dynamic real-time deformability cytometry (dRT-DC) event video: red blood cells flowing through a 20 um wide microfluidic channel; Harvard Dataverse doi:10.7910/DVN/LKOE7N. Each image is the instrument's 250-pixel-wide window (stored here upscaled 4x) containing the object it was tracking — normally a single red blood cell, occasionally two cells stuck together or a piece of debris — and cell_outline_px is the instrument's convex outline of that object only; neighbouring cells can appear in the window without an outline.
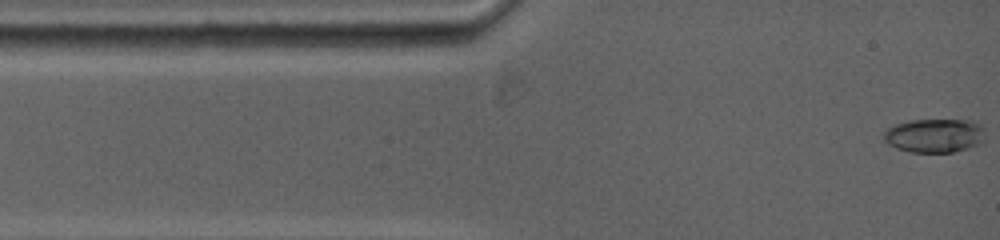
{"species": "common noctule bat (a hibernating species)", "species_latin": "Nyctalus noctula", "temperature_condition": "warm", "stored_images_in_passage": 74, "camera_frame_rate_fps": 5000, "um_per_image_px": 0.085, "animal": {"sex": "female", "body_mass_g": 19.0, "forearm_length_mm": 53.3}, "frame": {"image": 1, "passage_image": 1, "time_ms": 0.0, "image_size_px": [1000, 240], "cell_outline_px": [[984, 128], [980, 144], [968, 148], [952, 152], [912, 152], [896, 148], [888, 144], [884, 140], [884, 132], [888, 128], [896, 124], [912, 120], [972, 120], [980, 124]], "centroid_in_image_um": [79.43, 11.52], "position_along_channel_um": 5.6, "area_um2": 19.88}}
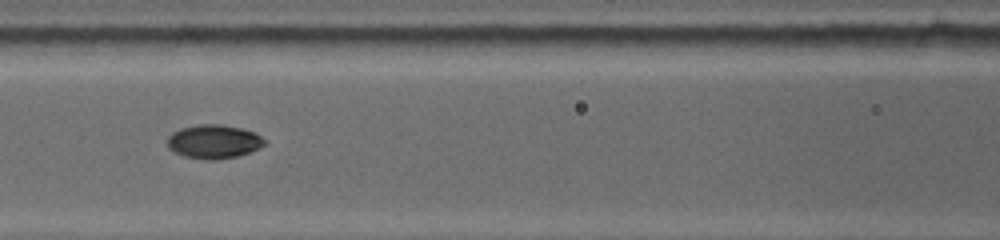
{"frame": {"image": 2, "passage_image": 32, "time_ms": 5.0, "image_size_px": [1000, 240], "cell_outline_px": [[268, 144], [260, 148], [240, 156], [216, 160], [204, 160], [184, 156], [168, 148], [168, 136], [172, 132], [180, 128], [200, 124], [224, 124], [244, 128], [256, 132]], "centroid_in_image_um": [18.21, 12.03], "position_along_channel_um": 148.4, "area_um2": 19.54}}
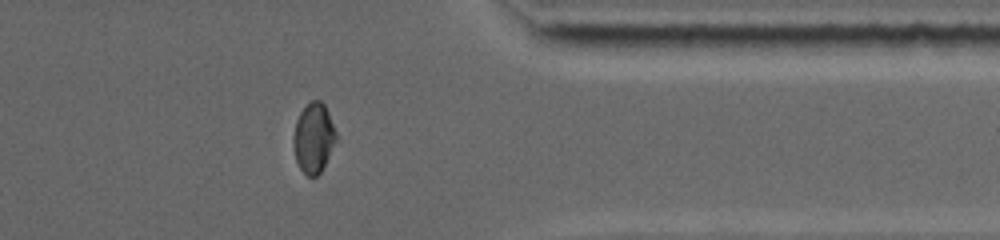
{"frame": {"image": 3, "passage_image": 55, "time_ms": 11.4, "image_size_px": [1000, 240], "cell_outline_px": [[340, 140], [320, 172], [316, 176], [308, 176], [300, 168], [296, 160], [292, 140], [296, 120], [300, 112], [312, 100], [320, 100], [324, 104], [328, 112]], "centroid_in_image_um": [26.7, 11.73], "position_along_channel_um": 384.7, "area_um2": 17.69}, "authors_computed_cell_mechanics": {"area_um2": 18.6405, "velocity_mm_per_s": 3.8727, "shape_relaxation_time_tau1_ms": 7.6134, "shape_relaxation_time_tau2_ms": 2.109, "deformation_change_tau1": 0.2336, "deformation_change_tau2": 0.0254}}